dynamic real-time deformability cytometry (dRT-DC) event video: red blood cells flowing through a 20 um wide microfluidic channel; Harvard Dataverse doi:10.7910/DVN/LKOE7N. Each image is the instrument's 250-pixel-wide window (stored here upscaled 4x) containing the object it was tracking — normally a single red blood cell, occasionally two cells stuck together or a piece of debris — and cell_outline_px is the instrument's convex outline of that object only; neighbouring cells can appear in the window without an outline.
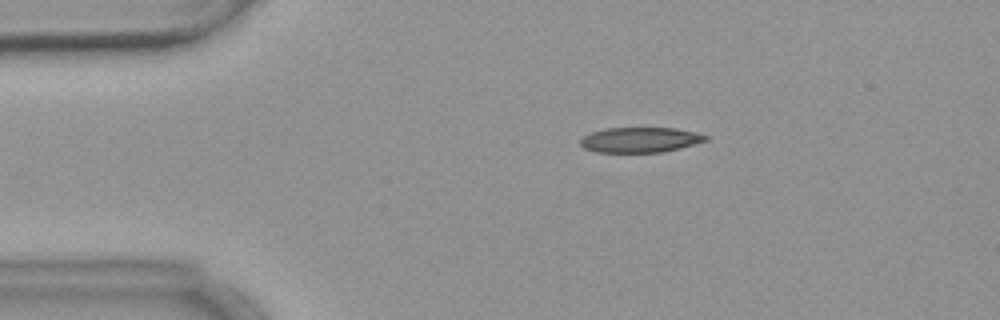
{"species": "common noctule bat (a hibernating species)", "species_latin": "Nyctalus noctula", "temperature_condition": "warm", "stored_images_in_passage": 3, "camera_frame_rate_fps": 3000, "um_per_image_px": 0.085, "animal": {"sex": "female", "body_mass_g": 18.4}, "frame": {"image": 1, "passage_image": 2, "time_ms": 1.333, "image_size_px": [1000, 320], "cell_outline_px": [[708, 140], [680, 148], [660, 152], [596, 152], [584, 148], [580, 144], [580, 140], [584, 136], [592, 132], [604, 128], [676, 128], [696, 132], [708, 136]], "centroid_in_image_um": [54.41, 11.88], "position_along_channel_um": 30.6, "area_um2": 18.32}}